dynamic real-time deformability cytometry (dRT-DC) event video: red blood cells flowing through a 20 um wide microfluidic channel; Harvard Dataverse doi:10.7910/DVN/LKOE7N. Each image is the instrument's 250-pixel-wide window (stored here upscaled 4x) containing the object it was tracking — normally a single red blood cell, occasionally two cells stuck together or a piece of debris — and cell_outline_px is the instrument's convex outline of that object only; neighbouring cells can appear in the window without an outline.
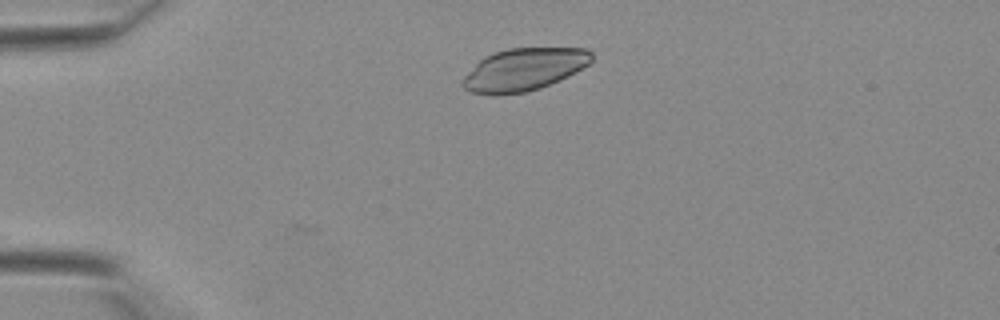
{"species": "Egyptian fruit bat (a non-hibernating species)", "species_latin": "Rousettus aegyptiacus", "temperature_condition": "warm", "stored_images_in_passage": 11, "camera_frame_rate_fps": 3000, "um_per_image_px": 0.085, "animal": {"sex": "female"}, "frame": {"image": 1, "passage_image": 1, "time_ms": 0.0, "image_size_px": [1000, 320], "cell_outline_px": [[592, 60], [588, 64], [568, 76], [540, 88], [524, 92], [496, 96], [472, 92], [464, 88], [460, 84], [460, 80], [484, 56], [508, 48], [588, 48], [592, 52]], "centroid_in_image_um": [44.51, 5.91], "position_along_channel_um": 40.5, "area_um2": 31.91}}
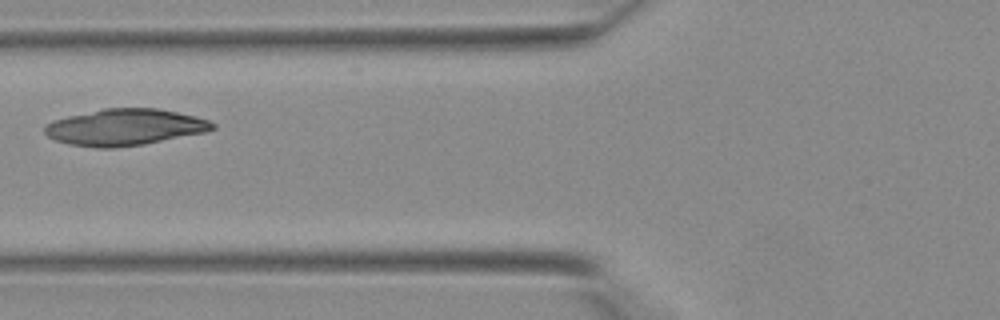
{"frame": {"image": 2, "passage_image": 8, "time_ms": 2.333, "image_size_px": [1000, 320], "cell_outline_px": [[216, 128], [204, 132], [144, 144], [116, 148], [96, 148], [68, 144], [56, 140], [48, 136], [44, 132], [44, 124], [52, 120], [68, 116], [104, 108], [160, 108], [196, 116], [208, 120], [216, 124]], "centroid_in_image_um": [10.59, 10.81], "position_along_channel_um": 115.2, "area_um2": 35.78}}
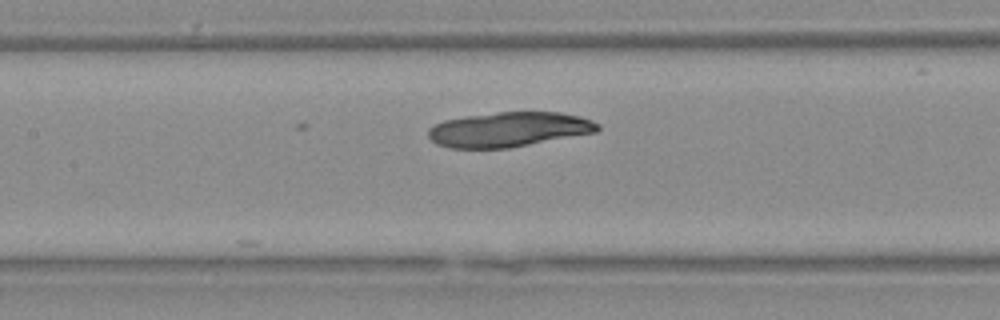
{"frame": {"image": 3, "passage_image": 11, "time_ms": 3.333, "image_size_px": [1000, 320], "cell_outline_px": [[600, 128], [596, 132], [508, 148], [448, 148], [436, 144], [428, 136], [428, 128], [444, 120], [468, 116], [496, 112], [560, 112], [580, 116], [592, 120], [600, 124]], "centroid_in_image_um": [43.25, 11.0], "position_along_channel_um": 164.1, "area_um2": 34.28}}